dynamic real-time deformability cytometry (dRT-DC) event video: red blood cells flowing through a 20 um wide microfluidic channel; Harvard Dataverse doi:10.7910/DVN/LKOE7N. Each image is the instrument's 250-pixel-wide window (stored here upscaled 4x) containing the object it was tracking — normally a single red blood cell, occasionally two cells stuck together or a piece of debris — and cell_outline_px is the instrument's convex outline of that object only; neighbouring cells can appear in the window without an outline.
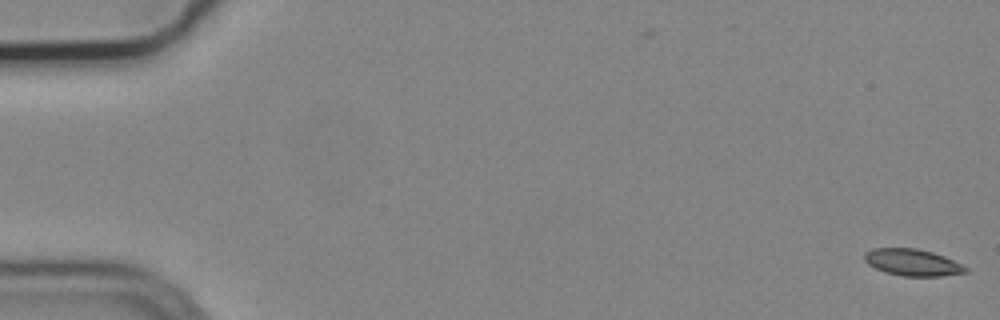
{"species": "common noctule bat (a hibernating species)", "species_latin": "Nyctalus noctula", "temperature_condition": "cold", "stored_images_in_passage": 5, "camera_frame_rate_fps": 3000, "um_per_image_px": 0.085, "animal": {"sex": "male", "body_mass_g": 19.2, "forearm_length_mm": 51.8}, "frame": {"image": 1, "passage_image": 1, "time_ms": 0.0, "image_size_px": [1000, 320], "cell_outline_px": [[968, 272], [940, 276], [904, 276], [884, 272], [868, 264], [864, 260], [864, 252], [872, 248], [916, 248], [932, 252], [944, 256], [968, 268]], "centroid_in_image_um": [77.53, 22.3], "position_along_channel_um": 7.5, "area_um2": 15.72}}